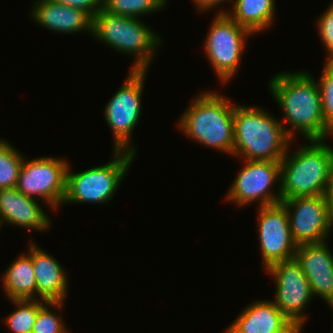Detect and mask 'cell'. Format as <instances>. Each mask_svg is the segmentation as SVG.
<instances>
[{
  "label": "cell",
  "mask_w": 333,
  "mask_h": 333,
  "mask_svg": "<svg viewBox=\"0 0 333 333\" xmlns=\"http://www.w3.org/2000/svg\"><path fill=\"white\" fill-rule=\"evenodd\" d=\"M271 78L268 88L283 111L284 119L280 121L291 139H294L297 131L306 140L325 141L329 135H333L326 127L321 92L313 75L305 71H286ZM286 123L290 129L286 128Z\"/></svg>",
  "instance_id": "cell-1"
},
{
  "label": "cell",
  "mask_w": 333,
  "mask_h": 333,
  "mask_svg": "<svg viewBox=\"0 0 333 333\" xmlns=\"http://www.w3.org/2000/svg\"><path fill=\"white\" fill-rule=\"evenodd\" d=\"M291 140L281 121L267 111L235 104L232 156L249 161H281Z\"/></svg>",
  "instance_id": "cell-2"
},
{
  "label": "cell",
  "mask_w": 333,
  "mask_h": 333,
  "mask_svg": "<svg viewBox=\"0 0 333 333\" xmlns=\"http://www.w3.org/2000/svg\"><path fill=\"white\" fill-rule=\"evenodd\" d=\"M200 93L180 116L181 131L195 142L233 155L235 104L219 92Z\"/></svg>",
  "instance_id": "cell-3"
},
{
  "label": "cell",
  "mask_w": 333,
  "mask_h": 333,
  "mask_svg": "<svg viewBox=\"0 0 333 333\" xmlns=\"http://www.w3.org/2000/svg\"><path fill=\"white\" fill-rule=\"evenodd\" d=\"M324 140H308L280 161L281 201L324 195L333 162V148ZM290 156H289V154Z\"/></svg>",
  "instance_id": "cell-4"
},
{
  "label": "cell",
  "mask_w": 333,
  "mask_h": 333,
  "mask_svg": "<svg viewBox=\"0 0 333 333\" xmlns=\"http://www.w3.org/2000/svg\"><path fill=\"white\" fill-rule=\"evenodd\" d=\"M92 36L118 53L133 55V71L149 70L162 39L137 17L116 15L103 8L93 18Z\"/></svg>",
  "instance_id": "cell-5"
},
{
  "label": "cell",
  "mask_w": 333,
  "mask_h": 333,
  "mask_svg": "<svg viewBox=\"0 0 333 333\" xmlns=\"http://www.w3.org/2000/svg\"><path fill=\"white\" fill-rule=\"evenodd\" d=\"M107 164L73 173L70 165L66 172V193L63 204L108 203L117 192L121 180L128 173L136 154L128 151H113Z\"/></svg>",
  "instance_id": "cell-6"
},
{
  "label": "cell",
  "mask_w": 333,
  "mask_h": 333,
  "mask_svg": "<svg viewBox=\"0 0 333 333\" xmlns=\"http://www.w3.org/2000/svg\"><path fill=\"white\" fill-rule=\"evenodd\" d=\"M147 72L130 70L123 85L105 106L104 118L113 135L114 151L137 153L131 134L140 120Z\"/></svg>",
  "instance_id": "cell-7"
},
{
  "label": "cell",
  "mask_w": 333,
  "mask_h": 333,
  "mask_svg": "<svg viewBox=\"0 0 333 333\" xmlns=\"http://www.w3.org/2000/svg\"><path fill=\"white\" fill-rule=\"evenodd\" d=\"M249 35L253 34L228 14H215L203 48L220 83L232 80L238 72Z\"/></svg>",
  "instance_id": "cell-8"
},
{
  "label": "cell",
  "mask_w": 333,
  "mask_h": 333,
  "mask_svg": "<svg viewBox=\"0 0 333 333\" xmlns=\"http://www.w3.org/2000/svg\"><path fill=\"white\" fill-rule=\"evenodd\" d=\"M68 164L64 158L43 156L26 160L24 157L15 187L26 196L42 199L56 210L65 198Z\"/></svg>",
  "instance_id": "cell-9"
},
{
  "label": "cell",
  "mask_w": 333,
  "mask_h": 333,
  "mask_svg": "<svg viewBox=\"0 0 333 333\" xmlns=\"http://www.w3.org/2000/svg\"><path fill=\"white\" fill-rule=\"evenodd\" d=\"M266 270L276 282L275 298L272 302L302 331L306 320L303 310L314 296L300 263L294 257L277 262Z\"/></svg>",
  "instance_id": "cell-10"
},
{
  "label": "cell",
  "mask_w": 333,
  "mask_h": 333,
  "mask_svg": "<svg viewBox=\"0 0 333 333\" xmlns=\"http://www.w3.org/2000/svg\"><path fill=\"white\" fill-rule=\"evenodd\" d=\"M244 162L225 199L238 206L250 205L253 202L259 203V207L280 203V161ZM276 182L279 183L277 194L271 190V186Z\"/></svg>",
  "instance_id": "cell-11"
},
{
  "label": "cell",
  "mask_w": 333,
  "mask_h": 333,
  "mask_svg": "<svg viewBox=\"0 0 333 333\" xmlns=\"http://www.w3.org/2000/svg\"><path fill=\"white\" fill-rule=\"evenodd\" d=\"M281 203L287 210L291 235L297 245L328 239L333 230V213L324 195L294 197Z\"/></svg>",
  "instance_id": "cell-12"
},
{
  "label": "cell",
  "mask_w": 333,
  "mask_h": 333,
  "mask_svg": "<svg viewBox=\"0 0 333 333\" xmlns=\"http://www.w3.org/2000/svg\"><path fill=\"white\" fill-rule=\"evenodd\" d=\"M258 235L263 268L295 257L294 242L285 206L280 202L258 207Z\"/></svg>",
  "instance_id": "cell-13"
},
{
  "label": "cell",
  "mask_w": 333,
  "mask_h": 333,
  "mask_svg": "<svg viewBox=\"0 0 333 333\" xmlns=\"http://www.w3.org/2000/svg\"><path fill=\"white\" fill-rule=\"evenodd\" d=\"M329 243L297 245L295 258L309 281L313 296H320L328 306L333 305V253Z\"/></svg>",
  "instance_id": "cell-14"
},
{
  "label": "cell",
  "mask_w": 333,
  "mask_h": 333,
  "mask_svg": "<svg viewBox=\"0 0 333 333\" xmlns=\"http://www.w3.org/2000/svg\"><path fill=\"white\" fill-rule=\"evenodd\" d=\"M223 333H301L271 300H256Z\"/></svg>",
  "instance_id": "cell-15"
},
{
  "label": "cell",
  "mask_w": 333,
  "mask_h": 333,
  "mask_svg": "<svg viewBox=\"0 0 333 333\" xmlns=\"http://www.w3.org/2000/svg\"><path fill=\"white\" fill-rule=\"evenodd\" d=\"M0 219L2 224L41 232L52 224L38 200L24 195L16 187L0 189Z\"/></svg>",
  "instance_id": "cell-16"
},
{
  "label": "cell",
  "mask_w": 333,
  "mask_h": 333,
  "mask_svg": "<svg viewBox=\"0 0 333 333\" xmlns=\"http://www.w3.org/2000/svg\"><path fill=\"white\" fill-rule=\"evenodd\" d=\"M32 8L31 17L43 28L65 34H73L83 30L92 35L93 19L79 9L58 4L51 0H37Z\"/></svg>",
  "instance_id": "cell-17"
},
{
  "label": "cell",
  "mask_w": 333,
  "mask_h": 333,
  "mask_svg": "<svg viewBox=\"0 0 333 333\" xmlns=\"http://www.w3.org/2000/svg\"><path fill=\"white\" fill-rule=\"evenodd\" d=\"M32 264L35 271L36 299L65 302L68 277L60 262L32 242Z\"/></svg>",
  "instance_id": "cell-18"
},
{
  "label": "cell",
  "mask_w": 333,
  "mask_h": 333,
  "mask_svg": "<svg viewBox=\"0 0 333 333\" xmlns=\"http://www.w3.org/2000/svg\"><path fill=\"white\" fill-rule=\"evenodd\" d=\"M2 285L9 300L36 299L35 271L32 264V243L28 252L18 256L3 272Z\"/></svg>",
  "instance_id": "cell-19"
},
{
  "label": "cell",
  "mask_w": 333,
  "mask_h": 333,
  "mask_svg": "<svg viewBox=\"0 0 333 333\" xmlns=\"http://www.w3.org/2000/svg\"><path fill=\"white\" fill-rule=\"evenodd\" d=\"M233 10H219L215 14H228L240 26L254 34L268 30L275 16V0H234Z\"/></svg>",
  "instance_id": "cell-20"
},
{
  "label": "cell",
  "mask_w": 333,
  "mask_h": 333,
  "mask_svg": "<svg viewBox=\"0 0 333 333\" xmlns=\"http://www.w3.org/2000/svg\"><path fill=\"white\" fill-rule=\"evenodd\" d=\"M16 309L5 317L4 322L13 333H31L38 310L47 302L42 299L10 300Z\"/></svg>",
  "instance_id": "cell-21"
},
{
  "label": "cell",
  "mask_w": 333,
  "mask_h": 333,
  "mask_svg": "<svg viewBox=\"0 0 333 333\" xmlns=\"http://www.w3.org/2000/svg\"><path fill=\"white\" fill-rule=\"evenodd\" d=\"M167 4V0H102L105 11L137 18L161 11Z\"/></svg>",
  "instance_id": "cell-22"
},
{
  "label": "cell",
  "mask_w": 333,
  "mask_h": 333,
  "mask_svg": "<svg viewBox=\"0 0 333 333\" xmlns=\"http://www.w3.org/2000/svg\"><path fill=\"white\" fill-rule=\"evenodd\" d=\"M23 159L19 150L0 138V189L16 186Z\"/></svg>",
  "instance_id": "cell-23"
},
{
  "label": "cell",
  "mask_w": 333,
  "mask_h": 333,
  "mask_svg": "<svg viewBox=\"0 0 333 333\" xmlns=\"http://www.w3.org/2000/svg\"><path fill=\"white\" fill-rule=\"evenodd\" d=\"M63 306L64 302H46L38 310L31 333H69L64 321L61 320L62 316L52 311V309L62 310Z\"/></svg>",
  "instance_id": "cell-24"
},
{
  "label": "cell",
  "mask_w": 333,
  "mask_h": 333,
  "mask_svg": "<svg viewBox=\"0 0 333 333\" xmlns=\"http://www.w3.org/2000/svg\"><path fill=\"white\" fill-rule=\"evenodd\" d=\"M326 127L333 133V61H326L318 80Z\"/></svg>",
  "instance_id": "cell-25"
},
{
  "label": "cell",
  "mask_w": 333,
  "mask_h": 333,
  "mask_svg": "<svg viewBox=\"0 0 333 333\" xmlns=\"http://www.w3.org/2000/svg\"><path fill=\"white\" fill-rule=\"evenodd\" d=\"M316 22L319 37L328 53L326 61H333V2Z\"/></svg>",
  "instance_id": "cell-26"
},
{
  "label": "cell",
  "mask_w": 333,
  "mask_h": 333,
  "mask_svg": "<svg viewBox=\"0 0 333 333\" xmlns=\"http://www.w3.org/2000/svg\"><path fill=\"white\" fill-rule=\"evenodd\" d=\"M52 2L79 9L92 19L101 11L102 0H51Z\"/></svg>",
  "instance_id": "cell-27"
},
{
  "label": "cell",
  "mask_w": 333,
  "mask_h": 333,
  "mask_svg": "<svg viewBox=\"0 0 333 333\" xmlns=\"http://www.w3.org/2000/svg\"><path fill=\"white\" fill-rule=\"evenodd\" d=\"M193 1L192 3L195 4V6L198 9V12H206L207 10H212L215 9V7L219 6L222 4H224V2L228 1H232V0H191Z\"/></svg>",
  "instance_id": "cell-28"
},
{
  "label": "cell",
  "mask_w": 333,
  "mask_h": 333,
  "mask_svg": "<svg viewBox=\"0 0 333 333\" xmlns=\"http://www.w3.org/2000/svg\"><path fill=\"white\" fill-rule=\"evenodd\" d=\"M324 198L333 213V162L329 171V178L327 180Z\"/></svg>",
  "instance_id": "cell-29"
}]
</instances>
